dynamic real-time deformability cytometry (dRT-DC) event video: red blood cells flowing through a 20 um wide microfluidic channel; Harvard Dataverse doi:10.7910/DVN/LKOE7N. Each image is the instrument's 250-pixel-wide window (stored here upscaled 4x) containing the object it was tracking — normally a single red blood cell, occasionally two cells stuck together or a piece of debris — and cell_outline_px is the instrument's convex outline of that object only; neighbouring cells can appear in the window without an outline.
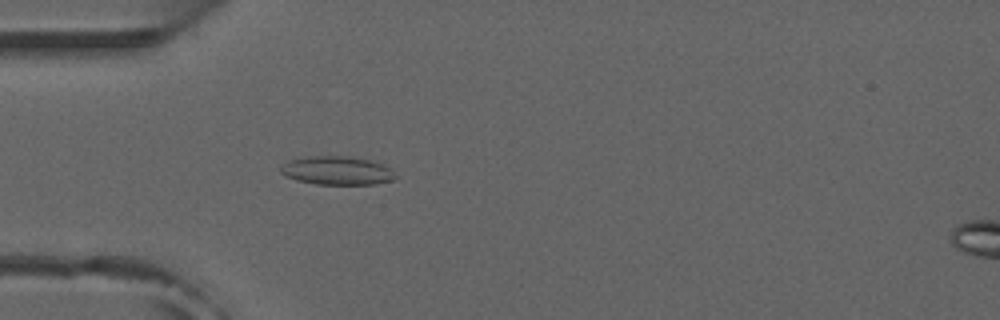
{"species": "common noctule bat (a hibernating species)", "species_latin": "Nyctalus noctula", "temperature_condition": "room temperature", "stored_images_in_passage": 31, "camera_frame_rate_fps": 3000, "um_per_image_px": 0.085, "animal": {"sex": "male", "forearm_length_mm": 52.5}, "frame": {"image": 1, "passage_image": 5, "time_ms": 1.333, "image_size_px": [1000, 320], "cell_outline_px": [[396, 176], [392, 180], [376, 184], [316, 184], [296, 180], [284, 176], [280, 172], [280, 168], [288, 160], [308, 156], [352, 156], [384, 164]], "centroid_in_image_um": [28.6, 14.49], "position_along_channel_um": 56.4, "area_um2": 19.07}}
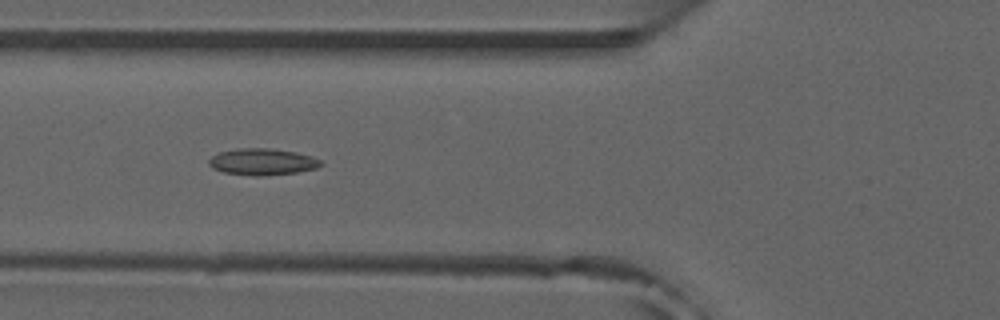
{"frame": {"image": 2, "passage_image": 9, "time_ms": 2.667, "image_size_px": [1000, 320], "cell_outline_px": [[324, 164], [316, 168], [296, 172], [264, 176], [256, 176], [224, 172], [212, 168], [208, 164], [208, 160], [212, 156], [220, 152], [236, 148], [268, 148], [296, 152], [312, 156], [320, 160]], "centroid_in_image_um": [22.3, 13.75], "position_along_channel_um": 103.5, "area_um2": 17.34}, "authors_computed_cell_mechanics": {"area_um2": 16.184, "velocity_mm_per_s": 3.9228, "shape_relaxation_time_tau1_ms": null, "shape_relaxation_time_tau2_ms": 3.072, "deformation_change_tau1": null, "deformation_change_tau2": 0.0936}}